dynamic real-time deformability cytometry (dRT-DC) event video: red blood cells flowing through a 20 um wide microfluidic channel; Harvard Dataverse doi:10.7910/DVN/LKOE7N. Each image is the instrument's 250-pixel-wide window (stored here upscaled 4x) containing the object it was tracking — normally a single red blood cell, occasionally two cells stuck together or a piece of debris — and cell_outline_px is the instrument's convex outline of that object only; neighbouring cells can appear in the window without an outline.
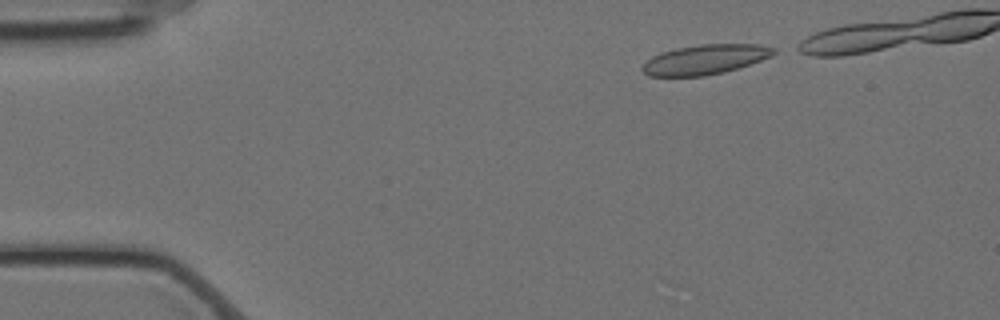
{"species": "Egyptian fruit bat (a non-hibernating species)", "species_latin": "Rousettus aegyptiacus", "temperature_condition": "cold", "stored_images_in_passage": 38, "camera_frame_rate_fps": 3000, "um_per_image_px": 0.085, "animal": {"sex": "female"}, "frame": {"image": 1, "passage_image": 1, "time_ms": 0.0, "image_size_px": [1000, 320], "cell_outline_px": [[776, 52], [772, 56], [724, 72], [704, 76], [648, 76], [640, 68], [652, 56], [660, 52], [676, 48], [700, 44], [760, 44], [776, 48]], "centroid_in_image_um": [59.93, 5.05], "position_along_channel_um": 25.1, "area_um2": 22.72}}
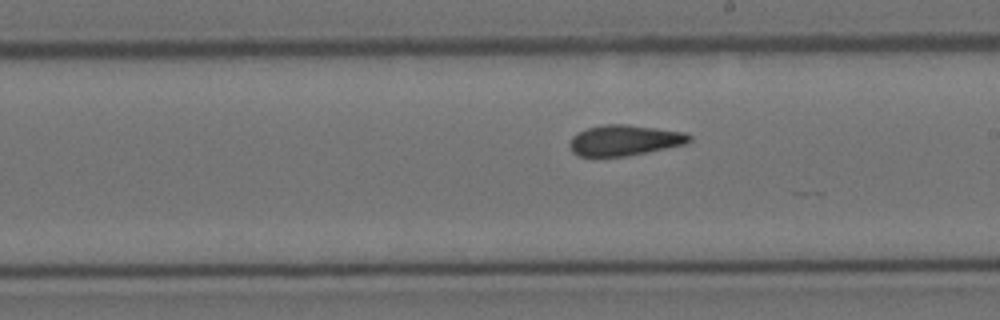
{"frame": {"image": 2, "passage_image": 25, "time_ms": 8.0, "image_size_px": [1000, 320], "cell_outline_px": [[692, 140], [684, 144], [648, 152], [624, 156], [576, 156], [572, 152], [568, 144], [572, 136], [576, 132], [588, 128], [604, 124], [628, 124], [684, 132], [692, 136]], "centroid_in_image_um": [53.04, 11.92], "position_along_channel_um": 236.0, "area_um2": 21.44}}
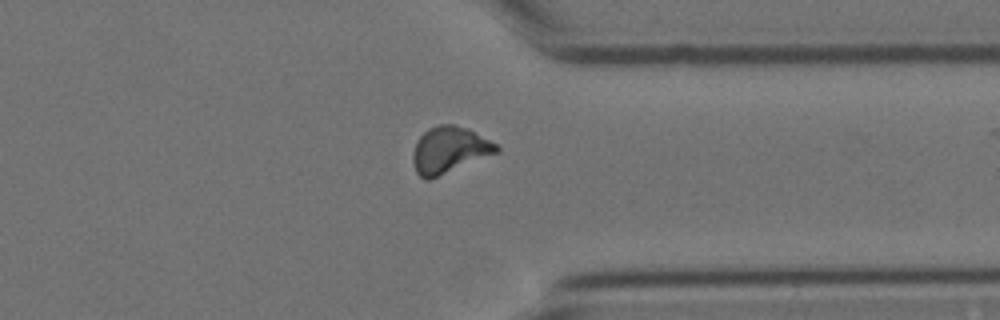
{"frame": {"image": 3, "passage_image": 37, "time_ms": 12.0, "image_size_px": [1000, 320], "cell_outline_px": [[500, 152], [428, 180], [424, 180], [416, 172], [412, 160], [412, 152], [416, 140], [428, 128], [440, 124], [456, 124], [468, 128], [496, 144], [500, 148]], "centroid_in_image_um": [38.17, 12.74], "position_along_channel_um": 373.2, "area_um2": 22.77}}